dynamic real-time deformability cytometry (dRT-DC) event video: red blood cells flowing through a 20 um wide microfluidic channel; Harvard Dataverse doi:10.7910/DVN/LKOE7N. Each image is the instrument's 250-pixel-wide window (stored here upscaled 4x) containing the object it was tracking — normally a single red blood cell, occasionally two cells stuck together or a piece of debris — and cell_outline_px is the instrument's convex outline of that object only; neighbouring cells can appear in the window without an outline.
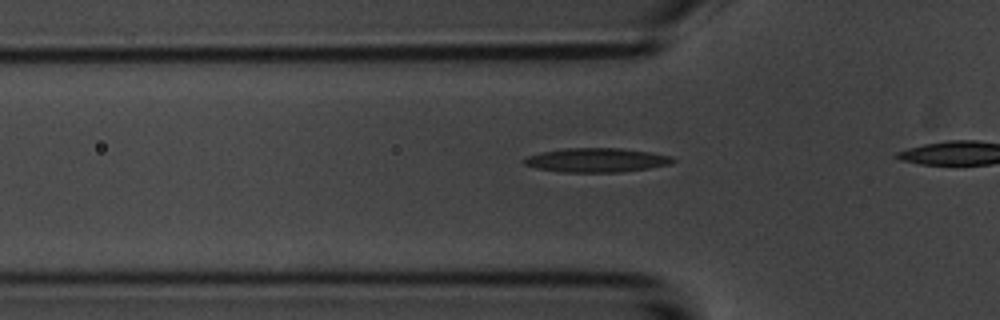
{"species": "common noctule bat (a hibernating species)", "species_latin": "Nyctalus noctula", "temperature_condition": "room temperature", "stored_images_in_passage": 16, "camera_frame_rate_fps": 3000, "um_per_image_px": 0.085, "animal": {"sex": "male", "body_mass_g": 20.1, "forearm_length_mm": 53.5}, "frame": {"image": 1, "passage_image": 10, "time_ms": 3.0, "image_size_px": [1000, 320], "cell_outline_px": [[676, 160], [672, 164], [648, 168], [616, 172], [560, 172], [536, 168], [524, 164], [524, 160], [528, 156], [544, 152], [564, 148], [620, 148], [652, 152], [672, 156]], "centroid_in_image_um": [50.75, 13.61], "position_along_channel_um": 75.0, "area_um2": 20.81}}
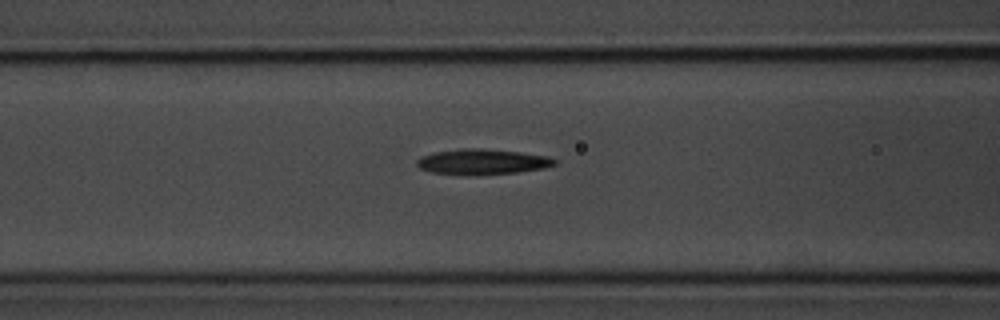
{"frame": {"image": 2, "passage_image": 14, "time_ms": 4.333, "image_size_px": [1000, 320], "cell_outline_px": [[556, 164], [544, 168], [516, 172], [432, 172], [420, 168], [416, 164], [416, 160], [424, 156], [436, 152], [460, 148], [480, 148], [520, 152], [548, 156], [556, 160]], "centroid_in_image_um": [41.05, 13.69], "position_along_channel_um": 125.6, "area_um2": 19.19}}